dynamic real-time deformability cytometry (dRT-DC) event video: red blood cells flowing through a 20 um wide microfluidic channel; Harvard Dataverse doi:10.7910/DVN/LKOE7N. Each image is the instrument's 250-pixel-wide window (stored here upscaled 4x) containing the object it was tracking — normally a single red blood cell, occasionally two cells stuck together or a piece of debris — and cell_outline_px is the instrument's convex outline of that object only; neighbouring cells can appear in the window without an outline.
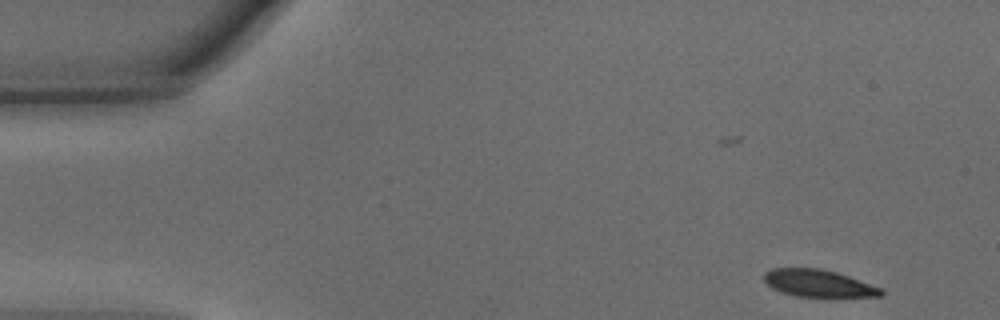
{"species": "common noctule bat (a hibernating species)", "species_latin": "Nyctalus noctula", "temperature_condition": "warm", "stored_images_in_passage": 41, "camera_frame_rate_fps": 3000, "um_per_image_px": 0.085, "animal": {"sex": "male", "body_mass_g": 15.6}, "frame": {"image": 1, "passage_image": 1, "time_ms": 0.0, "image_size_px": [1000, 320], "cell_outline_px": [[884, 296], [796, 296], [772, 288], [764, 280], [764, 272], [772, 268], [820, 268], [836, 272], [884, 288]], "centroid_in_image_um": [69.59, 24.07], "position_along_channel_um": 15.4, "area_um2": 18.38}}
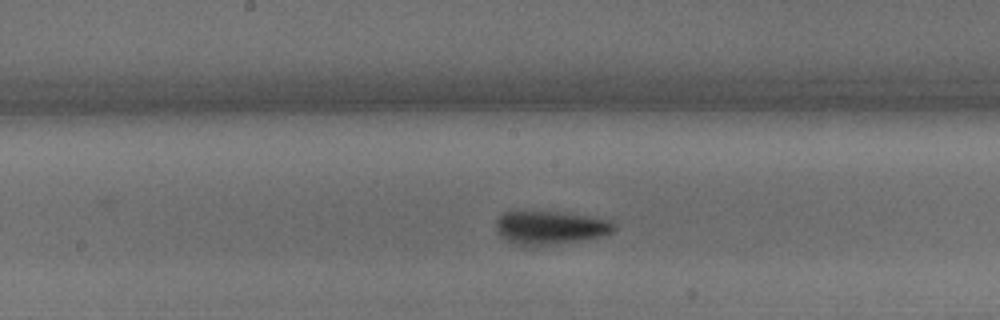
{"frame": {"image": 2, "passage_image": 21, "time_ms": 6.667, "image_size_px": [1000, 320], "cell_outline_px": [[616, 228], [612, 232], [600, 236], [584, 240], [524, 248], [512, 244], [496, 232], [496, 220], [504, 212], [512, 208], [520, 208], [560, 212], [588, 216], [608, 220]], "centroid_in_image_um": [46.63, 19.33], "position_along_channel_um": 201.6, "area_um2": 23.99}}
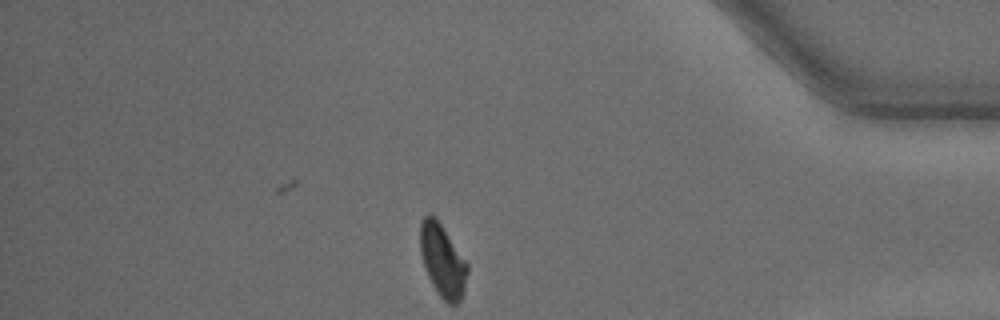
{"frame": {"image": 3, "passage_image": 37, "time_ms": 12.0, "image_size_px": [1000, 320], "cell_outline_px": [[468, 272], [464, 292], [460, 300], [456, 304], [448, 304], [440, 296], [432, 284], [428, 276], [420, 252], [420, 220], [428, 212], [436, 216], [468, 264]], "centroid_in_image_um": [37.61, 22.11], "position_along_channel_um": 397.6, "area_um2": 20.11}, "authors_computed_cell_mechanics": {"area_um2": 20.8658, "velocity_mm_per_s": 4.3258, "shape_relaxation_time_tau1_ms": 1.6354, "shape_relaxation_time_tau2_ms": 2.9535, "deformation_change_tau1": 0.1193, "deformation_change_tau2": 0.0793}}